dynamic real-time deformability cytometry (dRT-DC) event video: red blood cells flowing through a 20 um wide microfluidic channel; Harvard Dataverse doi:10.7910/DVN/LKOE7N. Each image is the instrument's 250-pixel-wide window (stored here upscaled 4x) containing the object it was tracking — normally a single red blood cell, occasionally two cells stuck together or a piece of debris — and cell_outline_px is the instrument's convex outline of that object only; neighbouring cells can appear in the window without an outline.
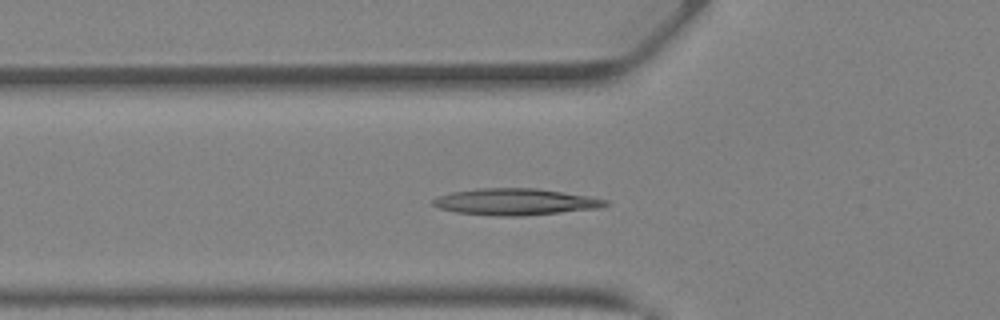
{"species": "Egyptian fruit bat (a non-hibernating species)", "species_latin": "Rousettus aegyptiacus", "temperature_condition": "warm", "stored_images_in_passage": 39, "camera_frame_rate_fps": 3000, "um_per_image_px": 0.085, "animal": {"sex": "female"}, "frame": {"image": 1, "passage_image": 13, "time_ms": 4.0, "image_size_px": [1000, 320], "cell_outline_px": [[608, 204], [600, 208], [524, 216], [496, 216], [456, 212], [440, 208], [432, 204], [432, 200], [440, 196], [452, 192], [480, 188], [536, 188], [588, 196], [608, 200]], "centroid_in_image_um": [43.82, 17.16], "position_along_channel_um": 82.0, "area_um2": 26.53}}
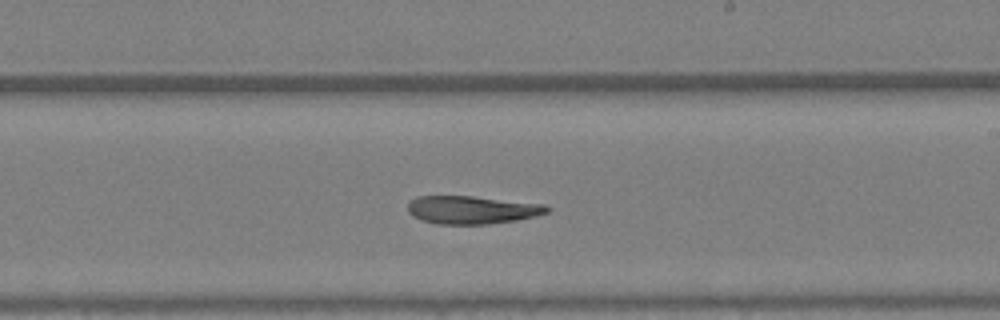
{"frame": {"image": 2, "passage_image": 23, "time_ms": 7.333, "image_size_px": [1000, 320], "cell_outline_px": [[552, 208], [548, 212], [536, 216], [516, 220], [488, 224], [436, 224], [420, 220], [412, 216], [408, 212], [408, 204], [416, 196], [472, 196], [544, 204]], "centroid_in_image_um": [40.11, 17.84], "position_along_channel_um": 248.9, "area_um2": 22.83}}
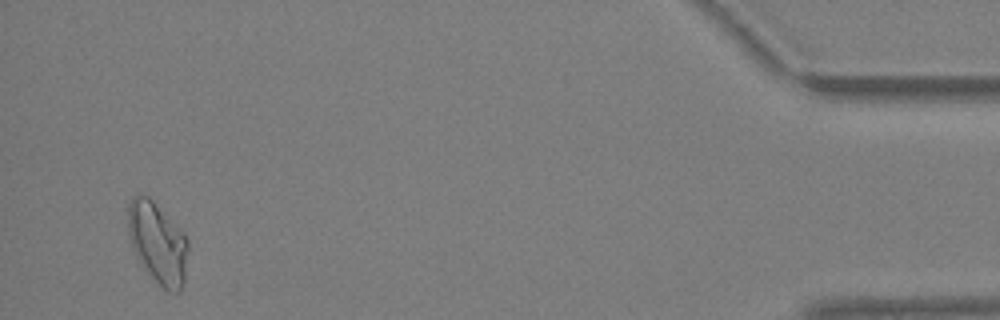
{"frame": {"image": 3, "passage_image": 38, "time_ms": 12.333, "image_size_px": [1000, 320], "cell_outline_px": [[188, 252], [184, 284], [180, 292], [168, 292], [140, 264], [132, 248], [128, 236], [128, 204], [132, 196], [148, 196], [184, 232], [188, 240]], "centroid_in_image_um": [13.41, 20.66], "position_along_channel_um": 421.8, "area_um2": 28.5}}